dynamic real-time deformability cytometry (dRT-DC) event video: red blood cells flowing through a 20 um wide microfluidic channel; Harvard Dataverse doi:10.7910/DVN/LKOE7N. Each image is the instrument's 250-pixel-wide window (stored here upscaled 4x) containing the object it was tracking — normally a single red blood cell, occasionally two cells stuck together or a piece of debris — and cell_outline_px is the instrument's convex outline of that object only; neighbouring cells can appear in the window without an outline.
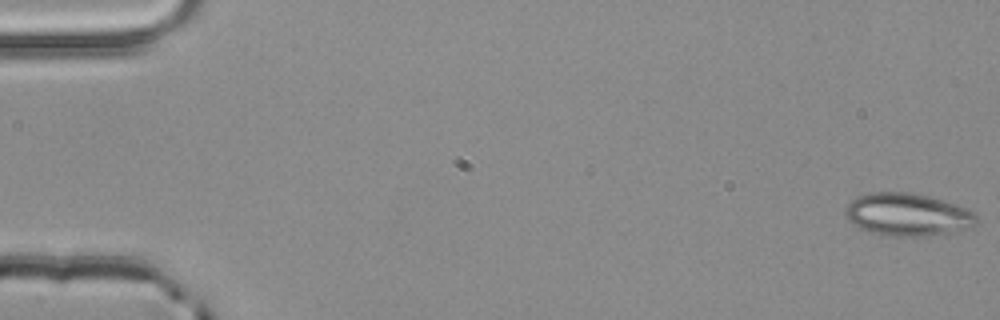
{"species": "common noctule bat (a hibernating species)", "species_latin": "Nyctalus noctula", "temperature_condition": "room temperature", "stored_images_in_passage": 54, "camera_frame_rate_fps": 3000, "um_per_image_px": 0.085, "animal": {"sex": "male", "body_mass_g": 20.4}, "frame": {"image": 1, "passage_image": 1, "time_ms": 0.0, "image_size_px": [1000, 320], "cell_outline_px": [[976, 224], [972, 228], [928, 236], [896, 236], [872, 232], [860, 228], [852, 224], [848, 220], [844, 212], [844, 208], [852, 200], [868, 192], [908, 192], [928, 196], [956, 204], [968, 208], [976, 216]], "centroid_in_image_um": [77.14, 18.23], "position_along_channel_um": 7.9, "area_um2": 32.54}}
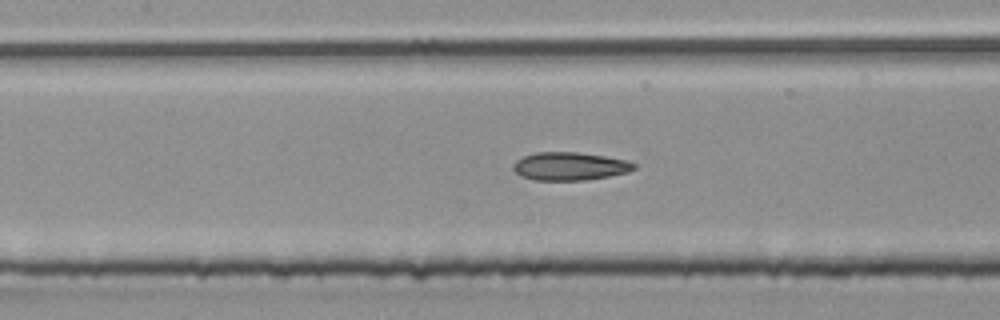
{"frame": {"image": 2, "passage_image": 25, "time_ms": 8.0, "image_size_px": [1000, 320], "cell_outline_px": [[636, 168], [628, 172], [588, 180], [536, 180], [520, 176], [512, 168], [512, 164], [516, 160], [524, 156], [536, 152], [576, 152], [604, 156], [628, 160], [636, 164]], "centroid_in_image_um": [48.42, 14.13], "position_along_channel_um": 159.0, "area_um2": 19.83}}
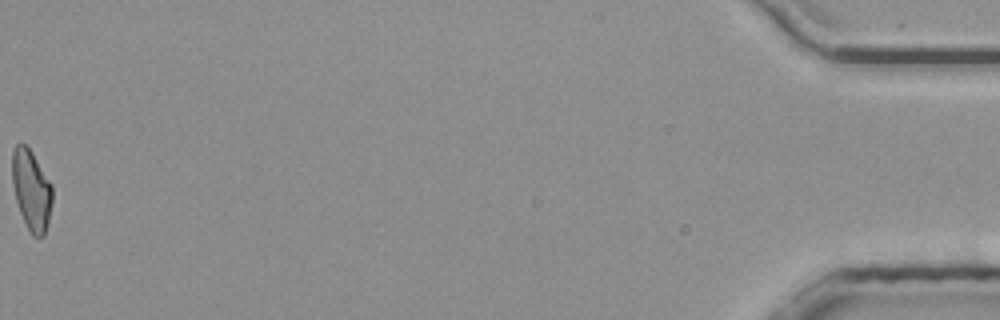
{"frame": {"image": 3, "passage_image": 54, "time_ms": 17.667, "image_size_px": [1000, 320], "cell_outline_px": [[52, 200], [48, 224], [44, 236], [32, 236], [20, 212], [16, 200], [12, 180], [12, 152], [16, 144], [24, 144], [32, 152], [52, 184]], "centroid_in_image_um": [2.67, 16.15], "position_along_channel_um": 432.5, "area_um2": 18.67}, "authors_computed_cell_mechanics": {"area_um2": 19.7387, "velocity_mm_per_s": 3.9541, "shape_relaxation_time_tau1_ms": 7.0913, "shape_relaxation_time_tau2_ms": 4.2378, "deformation_change_tau1": 0.1812, "deformation_change_tau2": 0.1033}}